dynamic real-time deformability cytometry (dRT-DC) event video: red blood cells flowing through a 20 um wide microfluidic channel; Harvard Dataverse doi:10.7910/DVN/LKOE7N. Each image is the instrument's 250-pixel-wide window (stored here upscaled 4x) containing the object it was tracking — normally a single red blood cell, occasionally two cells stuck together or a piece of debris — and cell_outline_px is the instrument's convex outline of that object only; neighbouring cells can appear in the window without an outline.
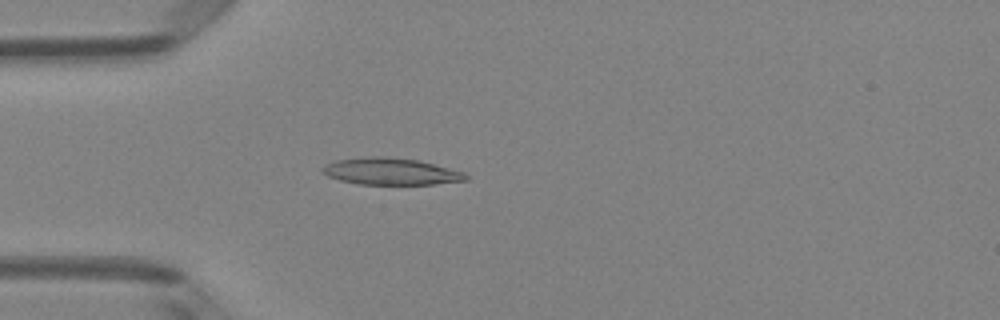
{"species": "Egyptian fruit bat (a non-hibernating species)", "species_latin": "Rousettus aegyptiacus", "temperature_condition": "room temperature", "stored_images_in_passage": 49, "camera_frame_rate_fps": 3000, "um_per_image_px": 0.085, "animal": {"sex": "female"}, "frame": {"image": 1, "passage_image": 14, "time_ms": 4.333, "image_size_px": [1000, 320], "cell_outline_px": [[468, 180], [436, 184], [356, 184], [340, 180], [328, 176], [320, 172], [320, 168], [324, 164], [336, 160], [372, 156], [384, 156], [420, 160], [464, 172], [468, 176]], "centroid_in_image_um": [33.19, 14.57], "position_along_channel_um": 51.8, "area_um2": 22.6}}
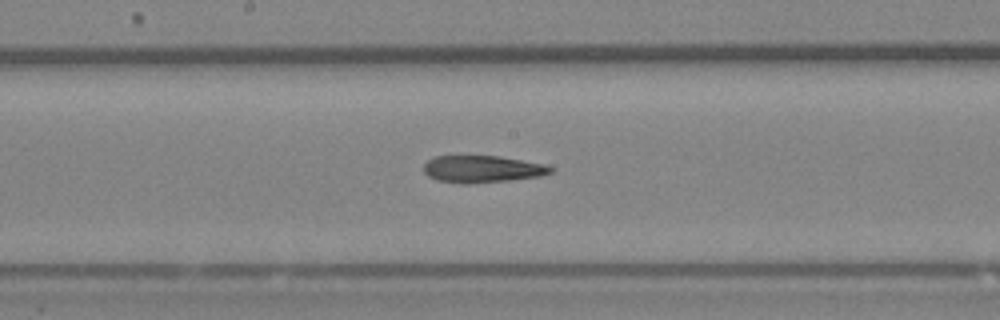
{"frame": {"image": 2, "passage_image": 26, "time_ms": 8.333, "image_size_px": [1000, 320], "cell_outline_px": [[552, 172], [540, 176], [508, 180], [468, 184], [464, 184], [436, 180], [428, 176], [424, 172], [424, 164], [428, 160], [436, 156], [500, 156], [544, 164], [552, 168]], "centroid_in_image_um": [40.96, 14.37], "position_along_channel_um": 207.2, "area_um2": 19.88}}
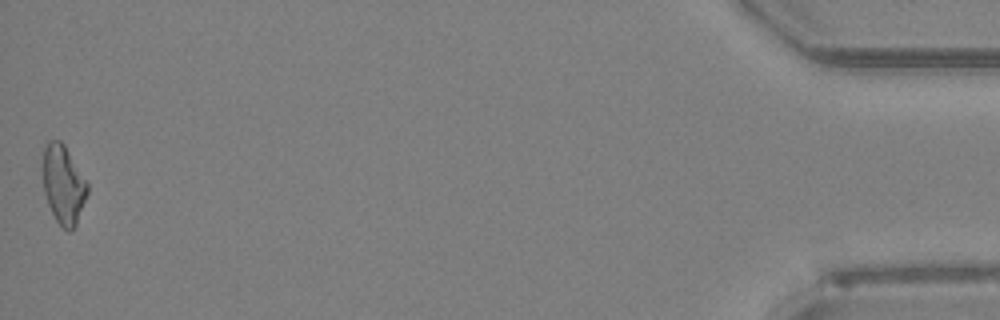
{"frame": {"image": 3, "passage_image": 49, "time_ms": 16.0, "image_size_px": [1000, 320], "cell_outline_px": [[88, 192], [76, 224], [68, 232], [56, 220], [48, 204], [44, 192], [44, 148], [48, 140], [60, 140], [64, 144], [88, 184]], "centroid_in_image_um": [5.39, 15.68], "position_along_channel_um": 429.8, "area_um2": 19.94}}